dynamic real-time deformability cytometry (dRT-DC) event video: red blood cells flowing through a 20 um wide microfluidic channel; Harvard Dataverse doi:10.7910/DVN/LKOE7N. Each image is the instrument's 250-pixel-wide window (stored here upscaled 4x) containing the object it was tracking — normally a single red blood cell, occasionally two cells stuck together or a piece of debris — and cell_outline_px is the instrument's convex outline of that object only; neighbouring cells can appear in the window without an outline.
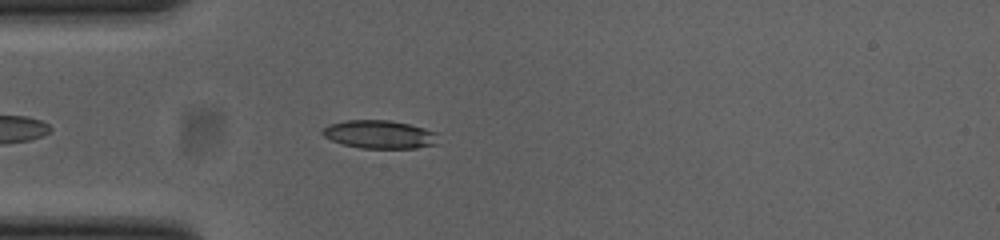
{"species": "common noctule bat (a hibernating species)", "species_latin": "Nyctalus noctula", "temperature_condition": "cold", "stored_images_in_passage": 29, "camera_frame_rate_fps": 3000, "um_per_image_px": 0.085, "animal": {"sex": "female", "body_mass_g": 23.0, "forearm_length_mm": 53.4}, "frame": {"image": 1, "passage_image": 6, "time_ms": 1.667, "image_size_px": [1000, 240], "cell_outline_px": [[440, 144], [416, 148], [360, 148], [344, 144], [332, 140], [324, 136], [320, 132], [328, 124], [344, 120], [388, 120], [408, 124], [424, 128], [436, 132]], "centroid_in_image_um": [32.28, 11.42], "position_along_channel_um": 52.7, "area_um2": 19.13}}
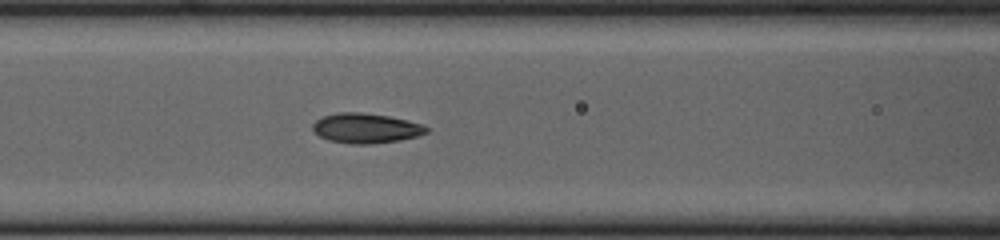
{"frame": {"image": 2, "passage_image": 13, "time_ms": 4.0, "image_size_px": [1000, 240], "cell_outline_px": [[428, 132], [416, 136], [400, 140], [372, 144], [352, 144], [328, 140], [320, 136], [312, 128], [312, 124], [316, 120], [324, 116], [340, 112], [360, 112], [388, 116], [408, 120], [424, 124], [428, 128]], "centroid_in_image_um": [31.12, 10.9], "position_along_channel_um": 135.5, "area_um2": 19.77}}
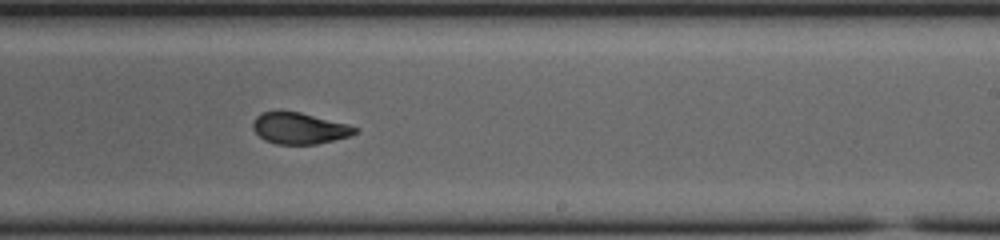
{"frame": {"image": 3, "passage_image": 23, "time_ms": 7.333, "image_size_px": [1000, 240], "cell_outline_px": [[360, 128], [352, 136], [316, 144], [276, 144], [264, 140], [252, 128], [252, 124], [256, 116], [260, 112], [280, 108], [300, 112], [348, 124]], "centroid_in_image_um": [25.42, 10.87], "position_along_channel_um": 263.6, "area_um2": 19.19}}